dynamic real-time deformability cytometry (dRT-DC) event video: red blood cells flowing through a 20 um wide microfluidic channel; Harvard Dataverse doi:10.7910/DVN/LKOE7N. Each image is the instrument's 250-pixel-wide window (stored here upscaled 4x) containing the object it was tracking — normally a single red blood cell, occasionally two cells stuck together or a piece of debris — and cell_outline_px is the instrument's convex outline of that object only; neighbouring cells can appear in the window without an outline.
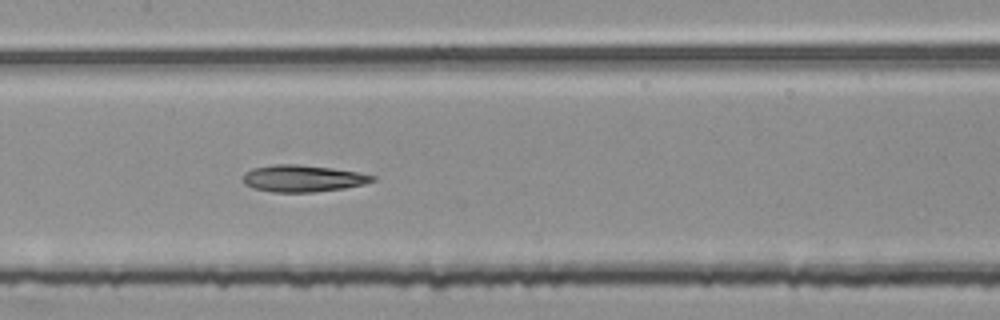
{"species": "common noctule bat (a hibernating species)", "species_latin": "Nyctalus noctula", "temperature_condition": "room temperature", "stored_images_in_passage": 53, "segment_of_instrument_passage": [2, 2], "camera_frame_rate_fps": 3000, "um_per_image_px": 0.085, "animal": {"sex": "female", "body_mass_g": 25.1}, "frame": {"image": 1, "passage_image": 26, "time_ms": 8.333, "image_size_px": [1000, 320], "cell_outline_px": [[376, 180], [364, 184], [344, 188], [312, 192], [272, 192], [252, 188], [244, 184], [240, 176], [244, 172], [252, 168], [276, 164], [296, 164], [332, 168], [356, 172], [376, 176]], "centroid_in_image_um": [25.67, 15.17], "position_along_channel_um": 181.7, "area_um2": 20.35}}
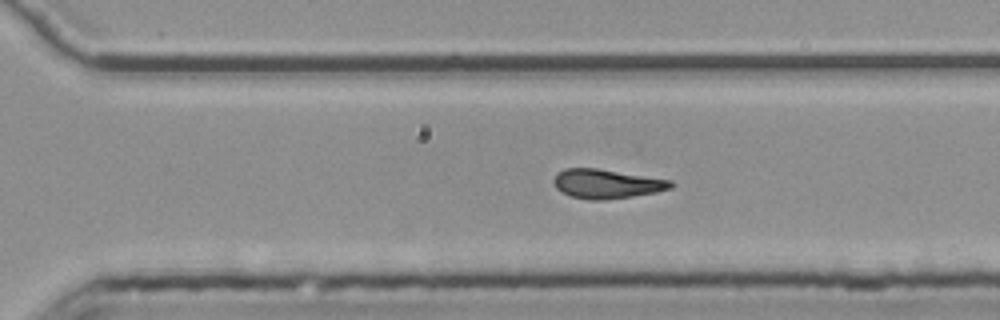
{"frame": {"image": 2, "passage_image": 37, "time_ms": 12.0, "image_size_px": [1000, 320], "cell_outline_px": [[676, 184], [672, 188], [656, 192], [632, 196], [604, 200], [588, 200], [572, 196], [556, 188], [552, 180], [556, 172], [564, 168], [596, 168], [672, 180]], "centroid_in_image_um": [51.57, 15.62], "position_along_channel_um": 319.0, "area_um2": 20.0}}
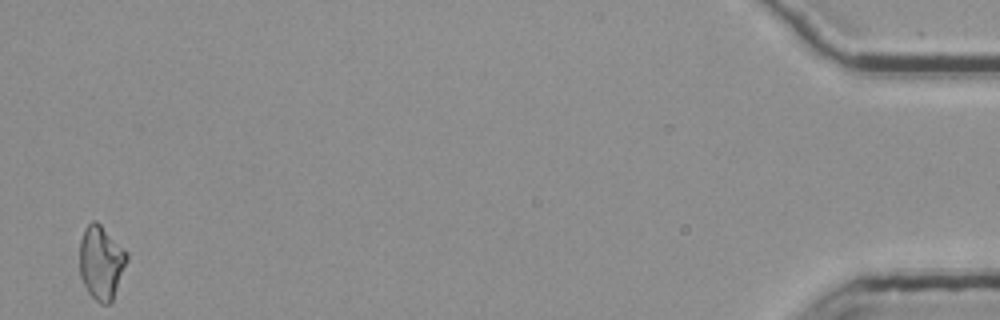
{"frame": {"image": 3, "passage_image": 53, "time_ms": 17.333, "image_size_px": [1000, 320], "cell_outline_px": [[128, 260], [112, 300], [108, 304], [100, 304], [88, 292], [80, 276], [80, 240], [84, 228], [92, 220], [96, 220], [128, 252]], "centroid_in_image_um": [8.6, 22.29], "position_along_channel_um": 426.6, "area_um2": 20.29}}